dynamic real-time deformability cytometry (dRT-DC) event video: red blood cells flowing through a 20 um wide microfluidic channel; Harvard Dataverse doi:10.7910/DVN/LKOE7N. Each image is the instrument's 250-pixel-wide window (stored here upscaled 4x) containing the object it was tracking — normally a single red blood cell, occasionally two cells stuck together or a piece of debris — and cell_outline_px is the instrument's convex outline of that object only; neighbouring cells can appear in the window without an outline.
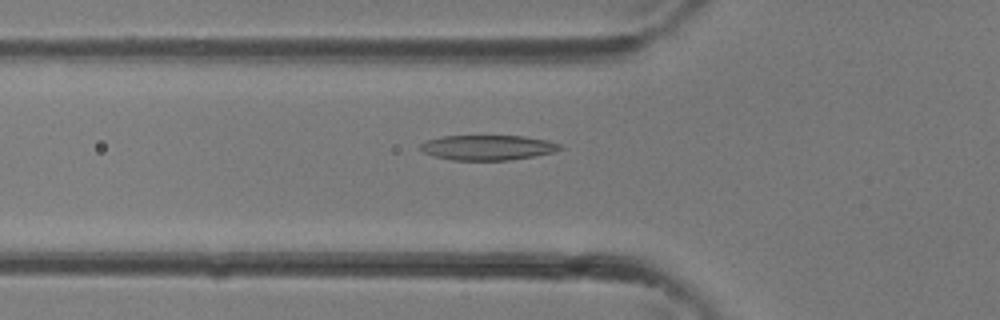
{"species": "common noctule bat (a hibernating species)", "species_latin": "Nyctalus noctula", "temperature_condition": "room temperature", "stored_images_in_passage": 33, "camera_frame_rate_fps": 3000, "um_per_image_px": 0.085, "animal": {"sex": "female"}, "frame": {"image": 1, "passage_image": 10, "time_ms": 3.0, "image_size_px": [1000, 320], "cell_outline_px": [[564, 148], [552, 152], [532, 156], [508, 160], [452, 160], [432, 156], [424, 152], [420, 148], [420, 144], [428, 140], [440, 136], [524, 136], [548, 140], [560, 144]], "centroid_in_image_um": [41.44, 12.54], "position_along_channel_um": 84.4, "area_um2": 20.29}}
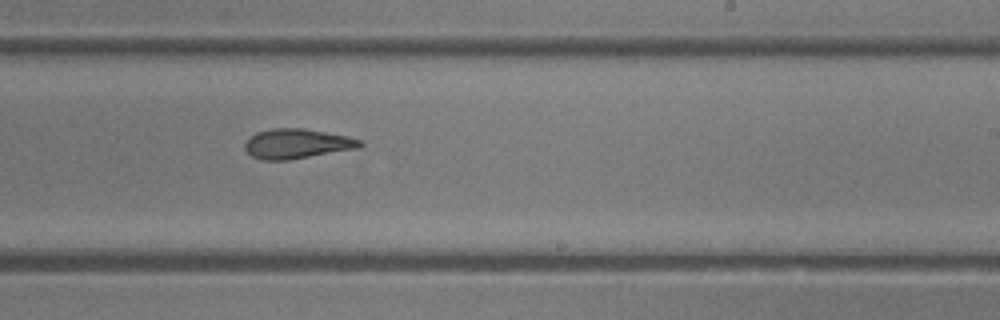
{"frame": {"image": 2, "passage_image": 19, "time_ms": 6.0, "image_size_px": [1000, 320], "cell_outline_px": [[364, 144], [360, 148], [288, 160], [264, 160], [252, 156], [244, 148], [244, 144], [256, 132], [272, 128], [304, 128], [348, 136], [364, 140]], "centroid_in_image_um": [25.29, 12.21], "position_along_channel_um": 263.7, "area_um2": 20.06}}
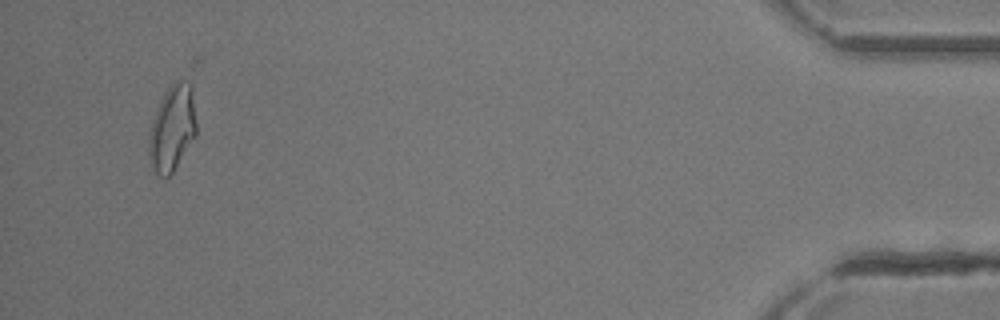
{"frame": {"image": 3, "passage_image": 31, "time_ms": 10.0, "image_size_px": [1000, 320], "cell_outline_px": [[196, 136], [172, 172], [168, 176], [160, 176], [156, 172], [148, 156], [148, 140], [152, 120], [160, 100], [164, 92], [176, 80], [184, 76], [192, 84], [196, 124]], "centroid_in_image_um": [14.65, 10.82], "position_along_channel_um": 420.5, "area_um2": 23.93}}